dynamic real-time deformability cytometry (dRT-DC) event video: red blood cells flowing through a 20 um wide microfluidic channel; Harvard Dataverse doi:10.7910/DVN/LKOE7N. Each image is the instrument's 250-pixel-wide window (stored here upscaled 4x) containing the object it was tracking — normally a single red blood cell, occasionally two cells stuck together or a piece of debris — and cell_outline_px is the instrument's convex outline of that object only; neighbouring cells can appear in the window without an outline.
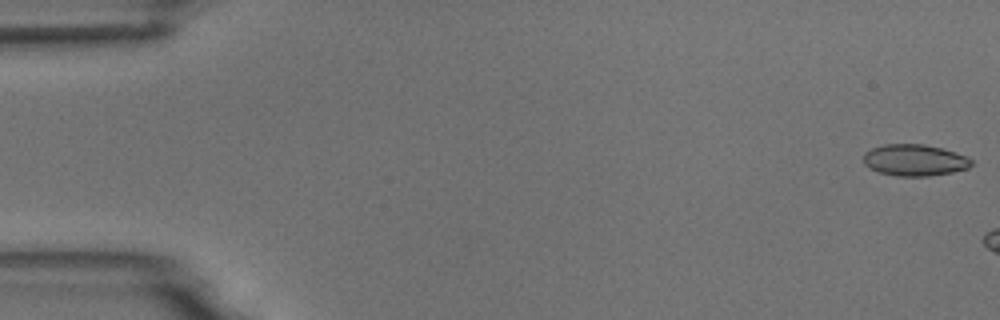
{"species": "common noctule bat (a hibernating species)", "species_latin": "Nyctalus noctula", "temperature_condition": "room temperature", "stored_images_in_passage": 3, "camera_frame_rate_fps": 3000, "um_per_image_px": 0.085, "animal": {"sex": "male", "body_mass_g": 18.8}, "frame": {"image": 1, "passage_image": 1, "time_ms": 0.0, "image_size_px": [1000, 320], "cell_outline_px": [[972, 164], [968, 168], [952, 172], [928, 176], [896, 176], [880, 172], [864, 164], [864, 152], [872, 148], [884, 144], [924, 144], [956, 152], [972, 160]], "centroid_in_image_um": [77.74, 13.61], "position_along_channel_um": 7.3, "area_um2": 19.65}}